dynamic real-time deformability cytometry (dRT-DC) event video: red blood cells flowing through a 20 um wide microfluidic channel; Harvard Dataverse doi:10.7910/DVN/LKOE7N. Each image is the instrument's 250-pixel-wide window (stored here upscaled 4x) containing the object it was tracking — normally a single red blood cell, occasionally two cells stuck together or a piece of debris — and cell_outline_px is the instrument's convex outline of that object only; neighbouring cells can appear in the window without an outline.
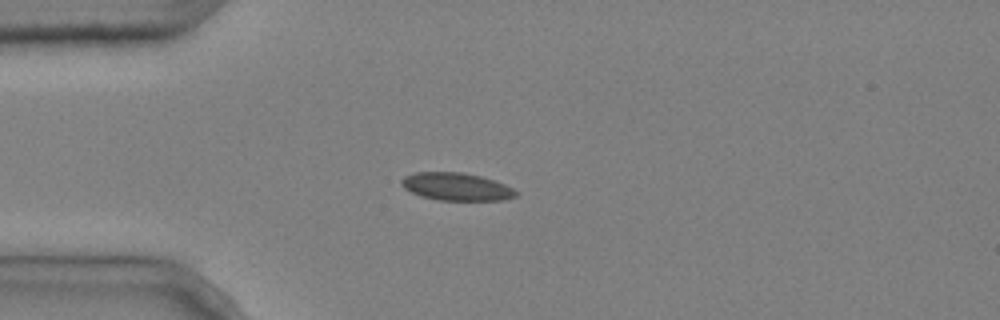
{"species": "common noctule bat (a hibernating species)", "species_latin": "Nyctalus noctula", "temperature_condition": "cold", "stored_images_in_passage": 4, "camera_frame_rate_fps": 3000, "um_per_image_px": 0.085, "animal": {"sex": "male", "body_mass_g": 20.4}, "frame": {"image": 1, "passage_image": 3, "time_ms": 0.667, "image_size_px": [1000, 320], "cell_outline_px": [[516, 196], [504, 200], [436, 200], [420, 196], [404, 188], [400, 184], [400, 180], [404, 176], [416, 172], [460, 172], [480, 176], [504, 184], [512, 188], [516, 192]], "centroid_in_image_um": [38.74, 15.87], "position_along_channel_um": 46.3, "area_um2": 18.38}}